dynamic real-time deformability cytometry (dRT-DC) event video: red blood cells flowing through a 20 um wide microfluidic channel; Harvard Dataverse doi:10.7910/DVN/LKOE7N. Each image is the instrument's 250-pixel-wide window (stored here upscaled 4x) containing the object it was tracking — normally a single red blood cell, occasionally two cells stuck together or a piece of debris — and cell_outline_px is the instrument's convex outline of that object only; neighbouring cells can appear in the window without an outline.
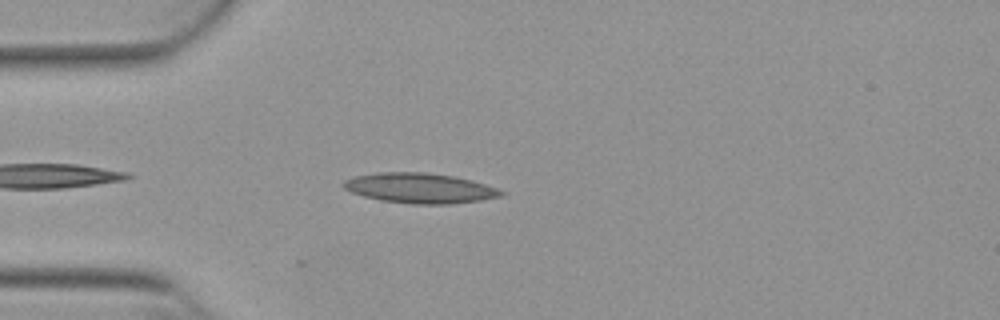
{"species": "Egyptian fruit bat (a non-hibernating species)", "species_latin": "Rousettus aegyptiacus", "temperature_condition": "warm", "stored_images_in_passage": 3, "camera_frame_rate_fps": 3000, "um_per_image_px": 0.085, "animal": {"sex": "female"}, "frame": {"image": 1, "passage_image": 3, "time_ms": 0.667, "image_size_px": [1000, 320], "cell_outline_px": [[508, 192], [504, 196], [480, 200], [452, 204], [412, 204], [380, 200], [364, 196], [352, 192], [344, 188], [340, 184], [344, 180], [356, 176], [380, 172], [424, 172], [456, 176], [484, 184]], "centroid_in_image_um": [35.71, 15.99], "position_along_channel_um": 49.3, "area_um2": 27.74}}